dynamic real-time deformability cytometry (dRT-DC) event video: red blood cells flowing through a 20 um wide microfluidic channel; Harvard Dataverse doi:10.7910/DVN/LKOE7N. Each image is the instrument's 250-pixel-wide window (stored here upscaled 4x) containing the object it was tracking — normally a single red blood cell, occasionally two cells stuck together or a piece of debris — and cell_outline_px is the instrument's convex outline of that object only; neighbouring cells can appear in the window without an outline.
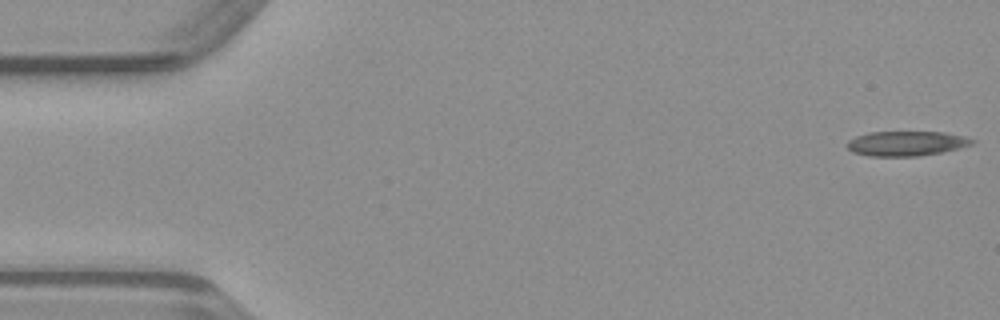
{"species": "common noctule bat (a hibernating species)", "species_latin": "Nyctalus noctula", "temperature_condition": "warm", "stored_images_in_passage": 44, "camera_frame_rate_fps": 3000, "um_per_image_px": 0.085, "animal": {"sex": "male", "body_mass_g": 23.1, "forearm_length_mm": 52.7}, "frame": {"image": 1, "passage_image": 1, "time_ms": 0.0, "image_size_px": [1000, 320], "cell_outline_px": [[976, 140], [972, 144], [940, 152], [920, 156], [868, 156], [852, 152], [844, 144], [848, 140], [856, 136], [868, 132], [944, 132], [964, 136]], "centroid_in_image_um": [76.98, 12.19], "position_along_channel_um": 8.0, "area_um2": 18.03}}
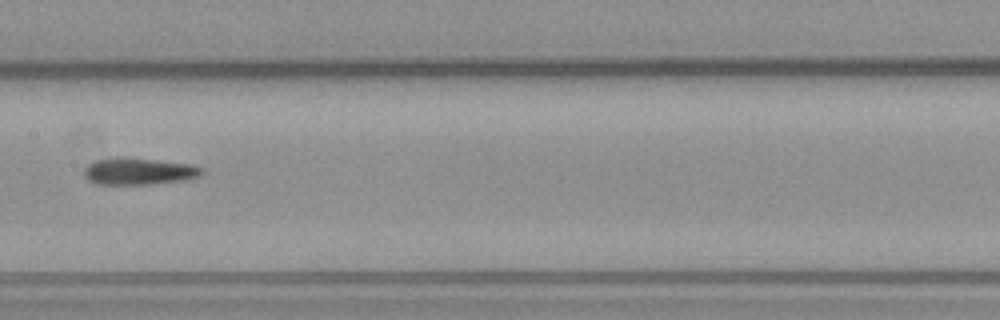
{"frame": {"image": 2, "passage_image": 24, "time_ms": 7.667, "image_size_px": [1000, 320], "cell_outline_px": [[204, 172], [200, 176], [188, 180], [152, 184], [96, 184], [88, 180], [84, 176], [84, 168], [88, 164], [96, 160], [116, 156], [120, 156], [192, 164], [204, 168]], "centroid_in_image_um": [11.82, 14.55], "position_along_channel_um": 195.6, "area_um2": 18.79}}
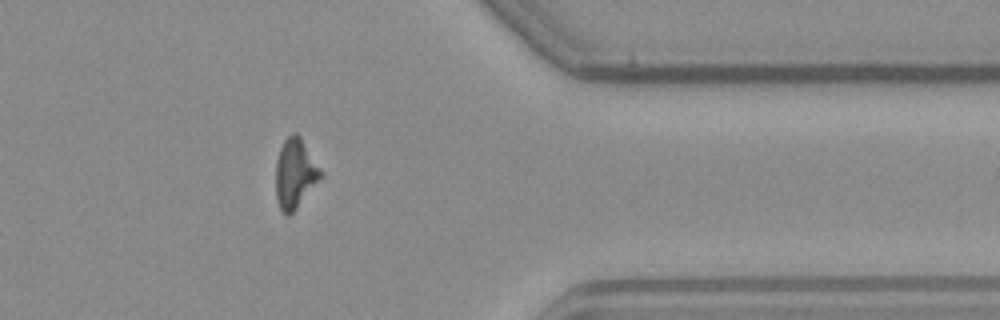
{"frame": {"image": 3, "passage_image": 39, "time_ms": 12.667, "image_size_px": [1000, 320], "cell_outline_px": [[324, 176], [296, 208], [288, 216], [280, 208], [276, 196], [276, 160], [280, 148], [284, 140], [292, 132], [296, 132], [300, 136], [324, 172]], "centroid_in_image_um": [25.11, 14.71], "position_along_channel_um": 386.3, "area_um2": 18.32}}